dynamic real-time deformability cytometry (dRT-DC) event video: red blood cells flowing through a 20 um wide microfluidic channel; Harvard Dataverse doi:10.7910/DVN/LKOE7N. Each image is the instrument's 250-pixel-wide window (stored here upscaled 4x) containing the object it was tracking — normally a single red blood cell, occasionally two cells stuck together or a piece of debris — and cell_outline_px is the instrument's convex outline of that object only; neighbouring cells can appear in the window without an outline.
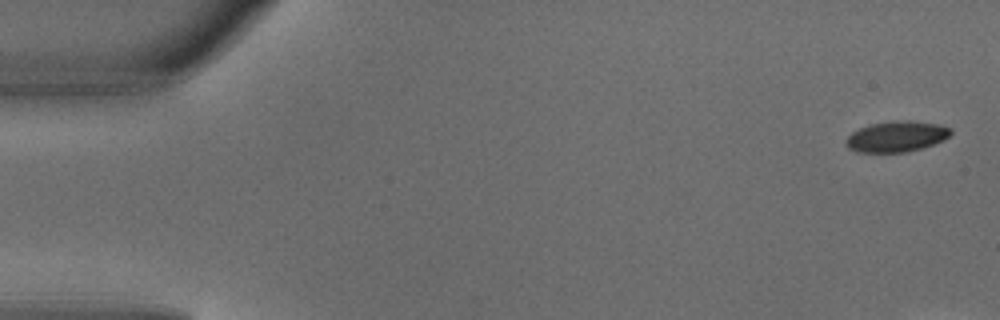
{"species": "common noctule bat (a hibernating species)", "species_latin": "Nyctalus noctula", "temperature_condition": "warm", "stored_images_in_passage": 4, "camera_frame_rate_fps": 3000, "um_per_image_px": 0.085, "animal": {"sex": "male", "body_mass_g": 18.8}, "frame": {"image": 1, "passage_image": 1, "time_ms": 0.0, "image_size_px": [1000, 320], "cell_outline_px": [[952, 132], [944, 140], [908, 152], [856, 152], [848, 148], [844, 144], [844, 140], [852, 132], [860, 128], [872, 124], [904, 120], [908, 120], [940, 124], [952, 128]], "centroid_in_image_um": [76.19, 11.61], "position_along_channel_um": 8.8, "area_um2": 18.73}}